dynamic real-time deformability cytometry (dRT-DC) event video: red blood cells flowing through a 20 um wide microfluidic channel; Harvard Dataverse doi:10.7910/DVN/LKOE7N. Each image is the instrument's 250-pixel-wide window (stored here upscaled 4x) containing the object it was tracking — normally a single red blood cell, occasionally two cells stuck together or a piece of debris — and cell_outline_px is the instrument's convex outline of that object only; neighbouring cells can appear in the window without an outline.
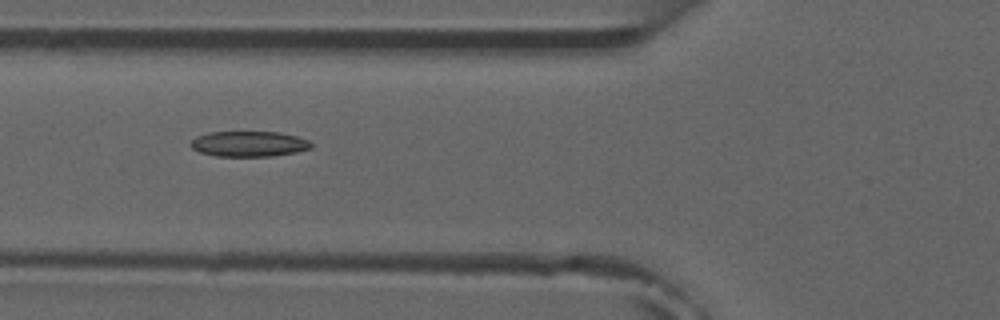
{"species": "common noctule bat (a hibernating species)", "species_latin": "Nyctalus noctula", "temperature_condition": "room temperature", "stored_images_in_passage": 8, "camera_frame_rate_fps": 3000, "um_per_image_px": 0.085, "animal": {"sex": "male", "forearm_length_mm": 52.5}, "frame": {"image": 1, "passage_image": 6, "time_ms": 5.667, "image_size_px": [1000, 320], "cell_outline_px": [[312, 148], [296, 152], [272, 156], [216, 156], [200, 152], [192, 148], [188, 144], [196, 136], [208, 132], [280, 132], [296, 136], [308, 140], [312, 144]], "centroid_in_image_um": [21.14, 12.23], "position_along_channel_um": 104.7, "area_um2": 17.92}}
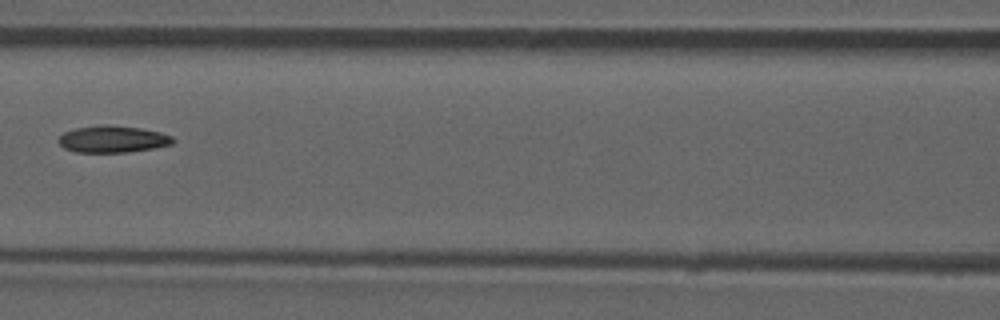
{"frame": {"image": 2, "passage_image": 7, "time_ms": 7.0, "image_size_px": [1000, 320], "cell_outline_px": [[176, 140], [172, 144], [152, 148], [128, 152], [76, 152], [64, 148], [56, 140], [64, 132], [76, 128], [104, 124], [108, 124], [140, 128], [160, 132], [172, 136]], "centroid_in_image_um": [9.57, 11.82], "position_along_channel_um": 157.0, "area_um2": 17.92}}